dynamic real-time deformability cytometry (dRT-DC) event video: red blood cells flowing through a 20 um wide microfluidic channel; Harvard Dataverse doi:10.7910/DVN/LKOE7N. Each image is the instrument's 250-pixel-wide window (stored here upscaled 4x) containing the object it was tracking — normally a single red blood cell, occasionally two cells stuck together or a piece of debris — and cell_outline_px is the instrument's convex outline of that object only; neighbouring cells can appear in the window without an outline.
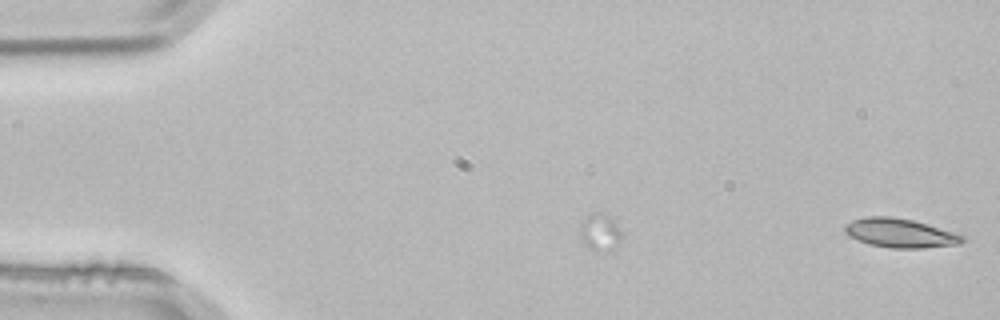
{"species": "common noctule bat (a hibernating species)", "species_latin": "Nyctalus noctula", "temperature_condition": "room temperature", "stored_images_in_passage": 2, "camera_frame_rate_fps": 3000, "um_per_image_px": 0.085, "animal": {"sex": "male", "body_mass_g": 21.5, "forearm_length_mm": 52.0}, "frame": {"image": 1, "passage_image": 2, "time_ms": 0.333, "image_size_px": [1000, 320], "cell_outline_px": [[968, 240], [960, 244], [924, 248], [892, 248], [868, 244], [848, 236], [844, 232], [844, 224], [852, 220], [864, 216], [892, 216], [912, 220], [952, 232], [964, 236]], "centroid_in_image_um": [76.47, 19.81], "position_along_channel_um": 8.5, "area_um2": 20.0}}